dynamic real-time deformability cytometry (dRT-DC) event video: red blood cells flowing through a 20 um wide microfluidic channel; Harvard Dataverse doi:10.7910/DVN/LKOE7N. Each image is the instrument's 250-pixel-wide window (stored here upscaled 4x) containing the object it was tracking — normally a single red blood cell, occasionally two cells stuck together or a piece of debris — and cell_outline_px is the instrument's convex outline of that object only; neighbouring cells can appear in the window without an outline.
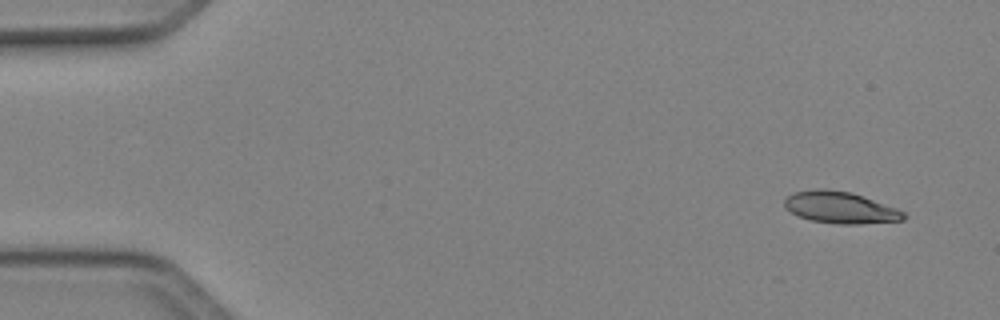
{"species": "Egyptian fruit bat (a non-hibernating species)", "species_latin": "Rousettus aegyptiacus", "temperature_condition": "cold", "stored_images_in_passage": 12, "camera_frame_rate_fps": 3000, "um_per_image_px": 0.085, "animal": {"sex": "female"}, "frame": {"image": 1, "passage_image": 1, "time_ms": 0.0, "image_size_px": [1000, 320], "cell_outline_px": [[908, 216], [904, 220], [860, 224], [840, 224], [812, 220], [800, 216], [784, 208], [784, 200], [788, 196], [796, 192], [820, 188], [824, 188], [852, 192], [896, 208], [904, 212]], "centroid_in_image_um": [71.45, 17.64], "position_along_channel_um": 13.5, "area_um2": 21.91}}
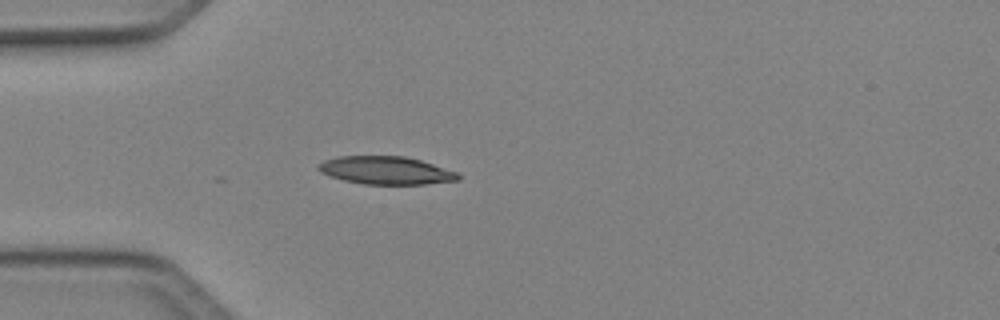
{"frame": {"image": 2, "passage_image": 12, "time_ms": 3.667, "image_size_px": [1000, 320], "cell_outline_px": [[460, 180], [424, 184], [364, 184], [344, 180], [328, 176], [320, 172], [316, 168], [324, 160], [340, 156], [404, 156], [420, 160], [456, 172], [460, 176]], "centroid_in_image_um": [32.77, 14.48], "position_along_channel_um": 52.2, "area_um2": 22.6}}